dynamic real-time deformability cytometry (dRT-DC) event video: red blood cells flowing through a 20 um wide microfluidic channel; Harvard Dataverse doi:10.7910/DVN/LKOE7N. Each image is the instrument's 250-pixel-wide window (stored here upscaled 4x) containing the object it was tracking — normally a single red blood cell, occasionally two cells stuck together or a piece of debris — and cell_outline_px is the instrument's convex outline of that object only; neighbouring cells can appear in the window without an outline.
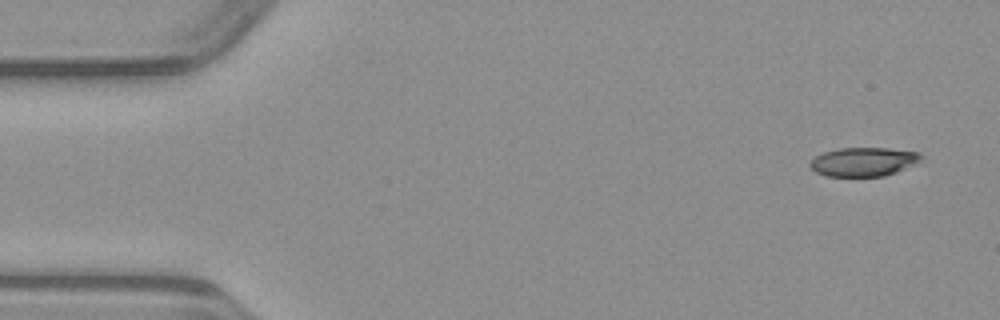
{"species": "common noctule bat (a hibernating species)", "species_latin": "Nyctalus noctula", "temperature_condition": "warm", "stored_images_in_passage": 11, "camera_frame_rate_fps": 3000, "um_per_image_px": 0.085, "animal": {"sex": "male", "body_mass_g": 23.1, "forearm_length_mm": 52.7}, "frame": {"image": 1, "passage_image": 1, "time_ms": 0.0, "image_size_px": [1000, 320], "cell_outline_px": [[924, 156], [912, 164], [896, 172], [884, 176], [824, 176], [816, 172], [808, 164], [816, 156], [824, 152], [840, 148], [888, 148], [920, 152]], "centroid_in_image_um": [73.38, 13.75], "position_along_channel_um": 11.6, "area_um2": 18.5}}